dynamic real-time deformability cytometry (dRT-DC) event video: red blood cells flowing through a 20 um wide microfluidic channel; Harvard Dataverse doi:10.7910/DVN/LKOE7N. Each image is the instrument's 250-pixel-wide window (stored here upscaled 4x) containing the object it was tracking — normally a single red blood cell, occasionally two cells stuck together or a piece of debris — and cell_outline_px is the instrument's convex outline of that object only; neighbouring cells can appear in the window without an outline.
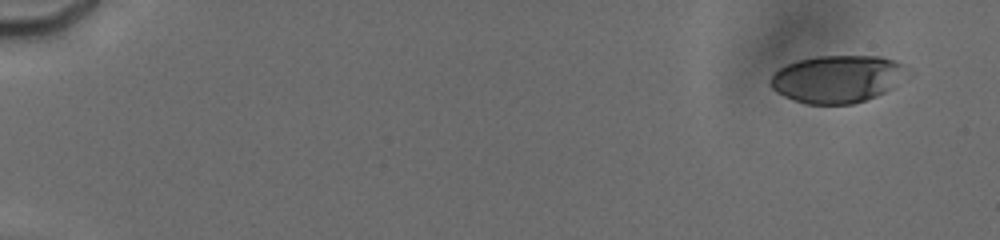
{"species": "human", "species_latin": "Homo sapiens", "temperature_condition": "cold", "stored_images_in_passage": 8, "camera_frame_rate_fps": 3000, "um_per_image_px": 0.085, "donor": {"sex": "male"}, "frame": {"image": 1, "passage_image": 2, "time_ms": 1.0, "image_size_px": [1000, 240], "cell_outline_px": [[912, 76], [892, 88], [876, 96], [852, 104], [804, 104], [792, 100], [776, 92], [772, 88], [772, 76], [780, 68], [788, 64], [800, 60], [816, 56], [880, 56], [896, 60], [912, 68]], "centroid_in_image_um": [71.3, 6.7], "position_along_channel_um": 13.7, "area_um2": 38.38}}
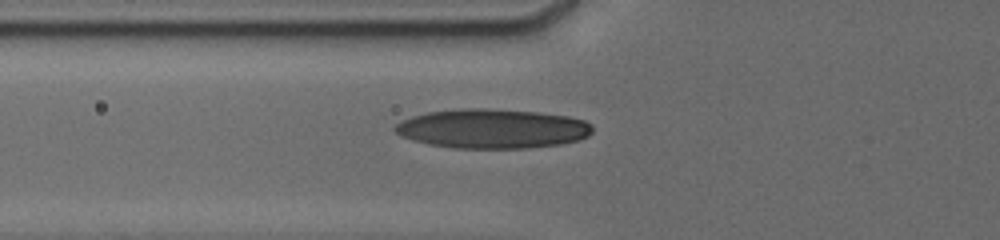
{"frame": {"image": 2, "passage_image": 8, "time_ms": 7.333, "image_size_px": [1000, 240], "cell_outline_px": [[592, 132], [588, 136], [576, 140], [556, 144], [528, 148], [456, 148], [428, 144], [412, 140], [396, 132], [392, 128], [396, 124], [412, 116], [428, 112], [464, 108], [484, 108], [540, 112], [568, 116], [584, 120], [592, 124]], "centroid_in_image_um": [41.85, 10.93], "position_along_channel_um": 83.9, "area_um2": 45.14}}